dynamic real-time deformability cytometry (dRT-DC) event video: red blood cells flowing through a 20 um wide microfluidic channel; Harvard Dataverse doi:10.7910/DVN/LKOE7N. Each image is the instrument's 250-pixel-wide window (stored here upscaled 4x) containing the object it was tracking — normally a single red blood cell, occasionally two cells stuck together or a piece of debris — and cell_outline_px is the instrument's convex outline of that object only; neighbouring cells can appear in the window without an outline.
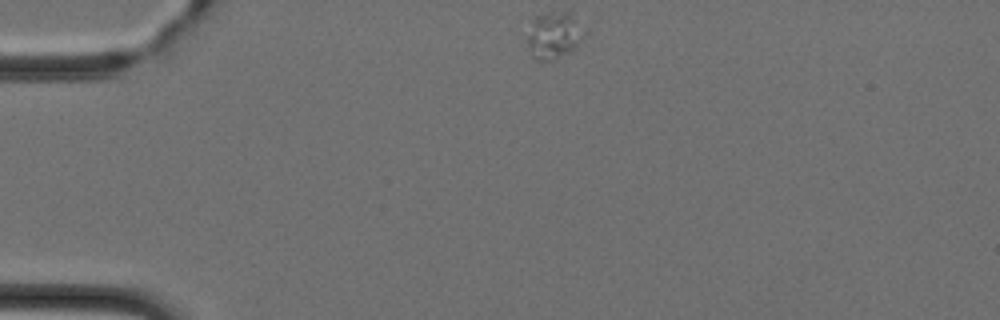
{"species": "Egyptian fruit bat (a non-hibernating species)", "species_latin": "Rousettus aegyptiacus", "temperature_condition": "cold", "stored_images_in_passage": 40, "camera_frame_rate_fps": 3000, "um_per_image_px": 0.085, "animal": {"sex": "female"}, "frame": {"image": 1, "passage_image": 1, "time_ms": 0.0, "image_size_px": [1000, 320], "cell_outline_px": [[580, 40], [576, 48], [552, 60], [536, 60], [532, 56], [524, 40], [524, 36], [532, 20], [536, 16], [548, 12], [568, 12], [572, 16]], "centroid_in_image_um": [46.88, 3.03], "position_along_channel_um": 38.1, "area_um2": 14.91}}
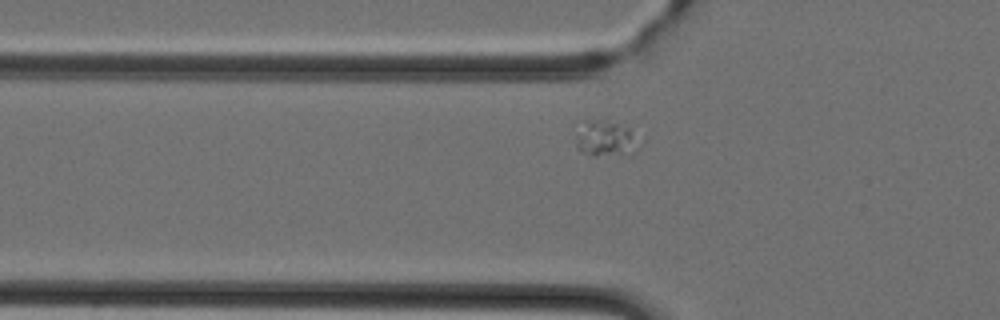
{"frame": {"image": 2, "passage_image": 7, "time_ms": 2.0, "image_size_px": [1000, 320], "cell_outline_px": [[644, 140], [640, 148], [632, 156], [592, 156], [580, 152], [576, 148], [576, 136], [584, 120], [604, 116], [632, 128]], "centroid_in_image_um": [51.62, 11.76], "position_along_channel_um": 74.2, "area_um2": 14.97}}
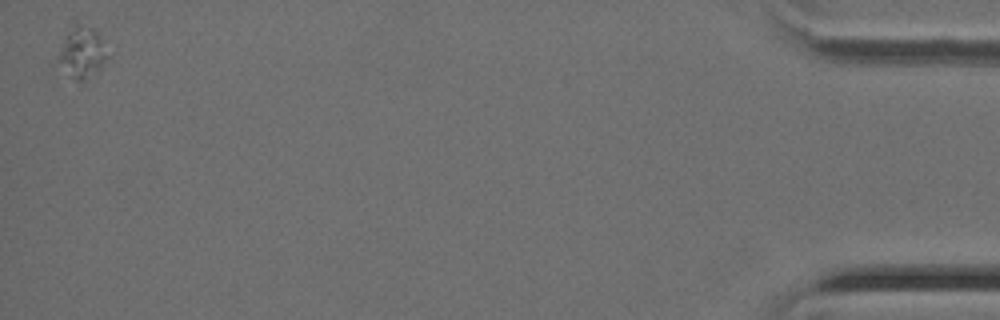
{"frame": {"image": 3, "passage_image": 40, "time_ms": 13.0, "image_size_px": [1000, 320], "cell_outline_px": [[108, 56], [96, 72], [84, 80], [72, 80], [56, 60], [56, 56], [68, 32], [76, 28], [80, 28], [92, 32], [100, 36]], "centroid_in_image_um": [6.92, 4.59], "position_along_channel_um": 428.3, "area_um2": 13.58}}